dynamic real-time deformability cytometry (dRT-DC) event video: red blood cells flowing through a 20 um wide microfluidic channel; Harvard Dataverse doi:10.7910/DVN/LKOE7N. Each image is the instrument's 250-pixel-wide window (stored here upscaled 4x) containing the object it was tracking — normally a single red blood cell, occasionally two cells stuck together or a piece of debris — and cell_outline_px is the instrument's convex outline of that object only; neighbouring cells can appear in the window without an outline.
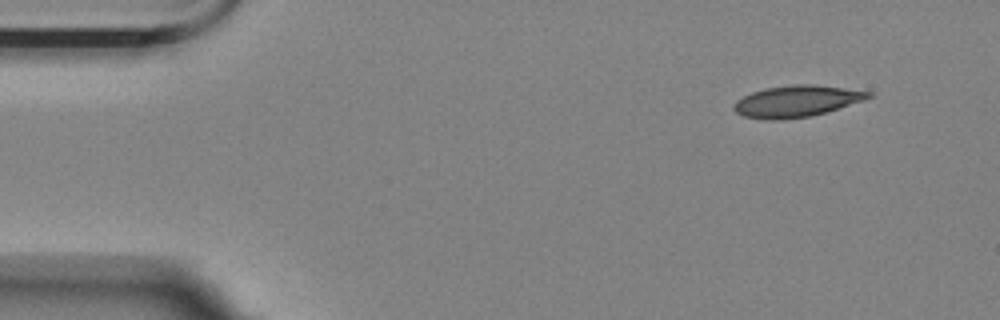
{"species": "Egyptian fruit bat (a non-hibernating species)", "species_latin": "Rousettus aegyptiacus", "temperature_condition": "room temperature", "stored_images_in_passage": 12, "camera_frame_rate_fps": 3000, "um_per_image_px": 0.085, "animal": {"sex": "female"}, "frame": {"image": 1, "passage_image": 1, "time_ms": 0.0, "image_size_px": [1000, 320], "cell_outline_px": [[872, 96], [864, 100], [824, 112], [808, 116], [780, 120], [768, 120], [744, 116], [736, 112], [732, 108], [736, 100], [752, 92], [764, 88], [796, 84], [812, 84], [872, 92]], "centroid_in_image_um": [67.66, 8.6], "position_along_channel_um": 17.3, "area_um2": 24.33}}